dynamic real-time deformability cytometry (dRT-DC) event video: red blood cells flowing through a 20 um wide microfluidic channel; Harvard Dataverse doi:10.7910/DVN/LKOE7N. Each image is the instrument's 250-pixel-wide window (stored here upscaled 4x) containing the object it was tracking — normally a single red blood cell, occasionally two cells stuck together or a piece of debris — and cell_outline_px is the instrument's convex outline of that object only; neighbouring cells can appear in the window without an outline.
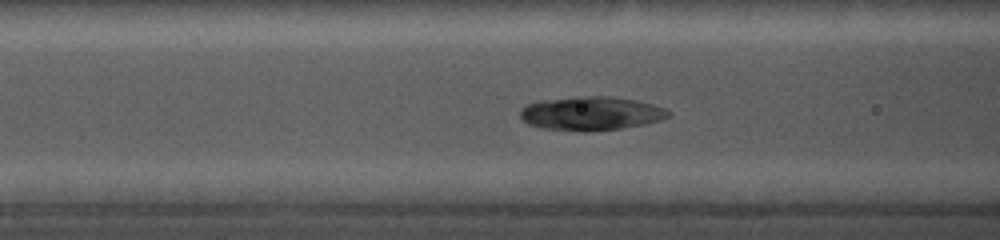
{"species": "common noctule bat (a hibernating species)", "species_latin": "Nyctalus noctula", "temperature_condition": "cold", "stored_images_in_passage": 33, "camera_frame_rate_fps": 5000, "um_per_image_px": 0.085, "animal": {"sex": "female", "body_mass_g": 19.0, "forearm_length_mm": 56.7}, "frame": {"image": 1, "passage_image": 28, "time_ms": 7.2, "image_size_px": [1000, 240], "cell_outline_px": [[672, 116], [660, 120], [644, 124], [620, 128], [588, 132], [584, 132], [540, 128], [528, 124], [520, 116], [520, 108], [524, 104], [536, 100], [576, 96], [612, 96], [636, 100], [652, 104], [664, 108], [672, 112]], "centroid_in_image_um": [50.2, 9.63], "position_along_channel_um": 116.4, "area_um2": 29.71}}